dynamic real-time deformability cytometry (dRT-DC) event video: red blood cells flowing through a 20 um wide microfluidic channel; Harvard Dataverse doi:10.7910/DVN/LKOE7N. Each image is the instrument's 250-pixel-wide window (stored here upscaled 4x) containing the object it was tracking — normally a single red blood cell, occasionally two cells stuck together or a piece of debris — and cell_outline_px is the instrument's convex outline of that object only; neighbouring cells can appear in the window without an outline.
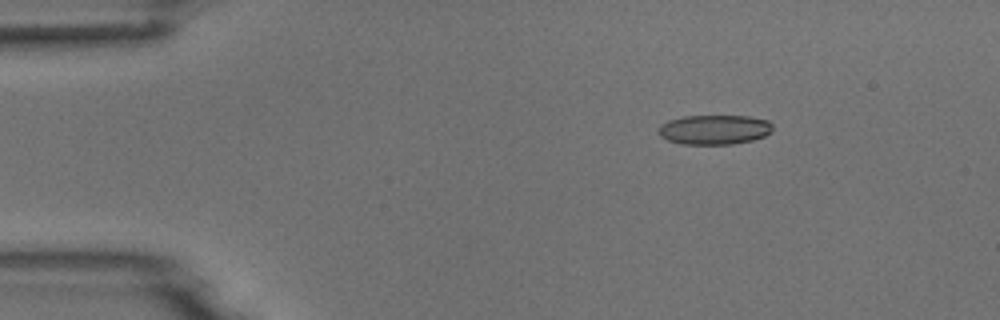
{"species": "common noctule bat (a hibernating species)", "species_latin": "Nyctalus noctula", "temperature_condition": "room temperature", "stored_images_in_passage": 5, "camera_frame_rate_fps": 3000, "um_per_image_px": 0.085, "animal": {"sex": "male", "body_mass_g": 18.8}, "frame": {"image": 1, "passage_image": 3, "time_ms": 2.333, "image_size_px": [1000, 320], "cell_outline_px": [[772, 132], [764, 136], [752, 140], [732, 144], [684, 144], [668, 140], [660, 136], [656, 132], [660, 124], [668, 120], [684, 116], [748, 116], [768, 120], [772, 124]], "centroid_in_image_um": [60.7, 11.01], "position_along_channel_um": 24.3, "area_um2": 19.83}}